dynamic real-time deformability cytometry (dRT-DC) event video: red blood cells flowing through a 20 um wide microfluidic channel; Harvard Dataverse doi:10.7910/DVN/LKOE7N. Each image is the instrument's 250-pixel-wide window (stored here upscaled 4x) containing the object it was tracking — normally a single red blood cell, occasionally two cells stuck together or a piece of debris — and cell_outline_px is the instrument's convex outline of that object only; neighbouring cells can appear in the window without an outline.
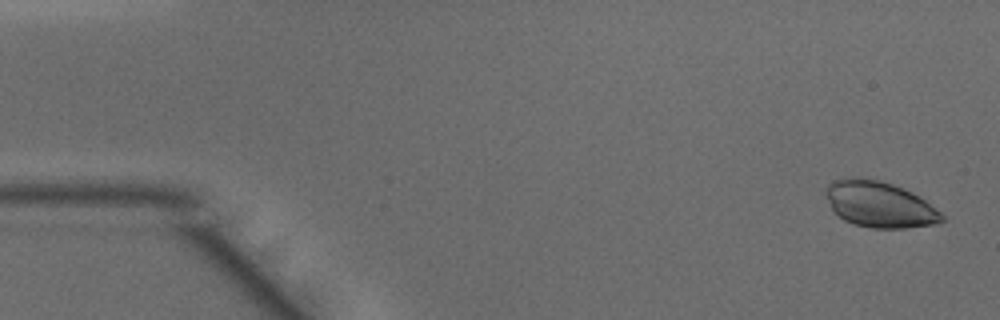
{"species": "common noctule bat (a hibernating species)", "species_latin": "Nyctalus noctula", "temperature_condition": "warm", "stored_images_in_passage": 47, "camera_frame_rate_fps": 3000, "um_per_image_px": 0.085, "animal": {"sex": "male", "body_mass_g": 15.6}, "frame": {"image": 1, "passage_image": 1, "time_ms": 0.0, "image_size_px": [1000, 320], "cell_outline_px": [[944, 220], [936, 224], [904, 228], [872, 228], [852, 224], [844, 220], [832, 212], [828, 200], [828, 184], [832, 180], [880, 180], [904, 188], [912, 192], [924, 200], [940, 212], [944, 216]], "centroid_in_image_um": [74.79, 17.42], "position_along_channel_um": 10.2, "area_um2": 30.4}}
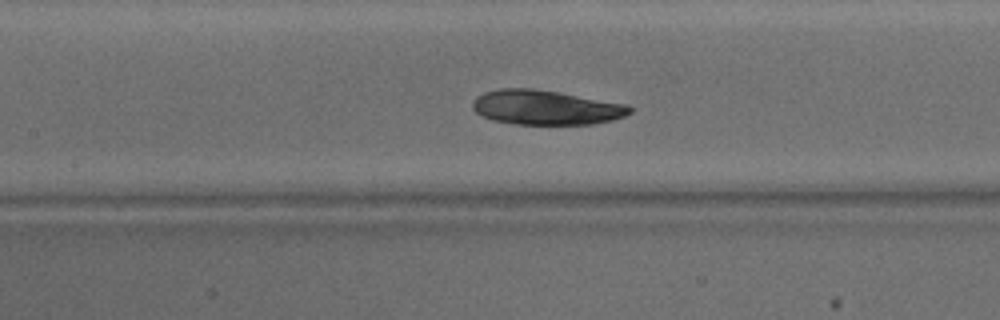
{"frame": {"image": 2, "passage_image": 21, "time_ms": 6.667, "image_size_px": [1000, 320], "cell_outline_px": [[632, 112], [624, 116], [612, 120], [592, 124], [516, 124], [492, 120], [480, 116], [472, 108], [472, 104], [476, 96], [484, 92], [500, 88], [532, 88], [556, 92], [624, 104], [632, 108]], "centroid_in_image_um": [46.33, 9.14], "position_along_channel_um": 161.1, "area_um2": 31.44}}
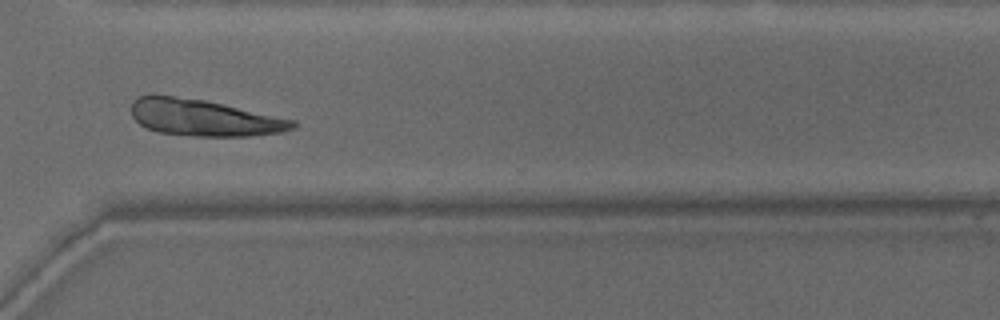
{"frame": {"image": 3, "passage_image": 35, "time_ms": 11.333, "image_size_px": [1000, 320], "cell_outline_px": [[296, 128], [284, 132], [252, 136], [192, 136], [160, 132], [148, 128], [140, 124], [132, 116], [132, 100], [140, 96], [172, 96], [204, 100], [224, 104], [296, 120]], "centroid_in_image_um": [17.4, 10.02], "position_along_channel_um": 353.2, "area_um2": 34.16}}